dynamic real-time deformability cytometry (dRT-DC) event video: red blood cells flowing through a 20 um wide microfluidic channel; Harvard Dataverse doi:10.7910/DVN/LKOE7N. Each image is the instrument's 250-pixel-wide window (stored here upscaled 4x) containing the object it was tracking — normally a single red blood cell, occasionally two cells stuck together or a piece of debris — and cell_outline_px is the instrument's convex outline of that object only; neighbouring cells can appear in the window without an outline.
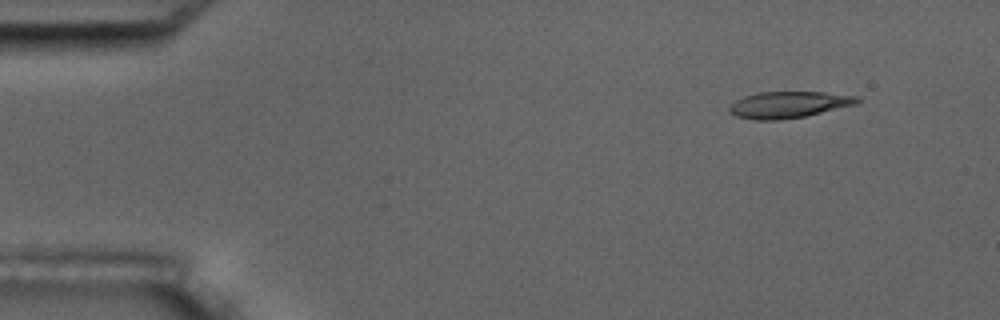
{"species": "common noctule bat (a hibernating species)", "species_latin": "Nyctalus noctula", "temperature_condition": "room temperature", "stored_images_in_passage": 5, "camera_frame_rate_fps": 3000, "um_per_image_px": 0.085, "animal": {"sex": "male", "body_mass_g": 17.5, "forearm_length_mm": 52.3}, "frame": {"image": 1, "passage_image": 2, "time_ms": 1.0, "image_size_px": [1000, 320], "cell_outline_px": [[860, 100], [856, 104], [804, 116], [780, 120], [756, 120], [736, 116], [728, 112], [728, 108], [736, 100], [744, 96], [760, 92], [824, 92], [860, 96]], "centroid_in_image_um": [67.02, 8.89], "position_along_channel_um": 18.0, "area_um2": 19.65}}